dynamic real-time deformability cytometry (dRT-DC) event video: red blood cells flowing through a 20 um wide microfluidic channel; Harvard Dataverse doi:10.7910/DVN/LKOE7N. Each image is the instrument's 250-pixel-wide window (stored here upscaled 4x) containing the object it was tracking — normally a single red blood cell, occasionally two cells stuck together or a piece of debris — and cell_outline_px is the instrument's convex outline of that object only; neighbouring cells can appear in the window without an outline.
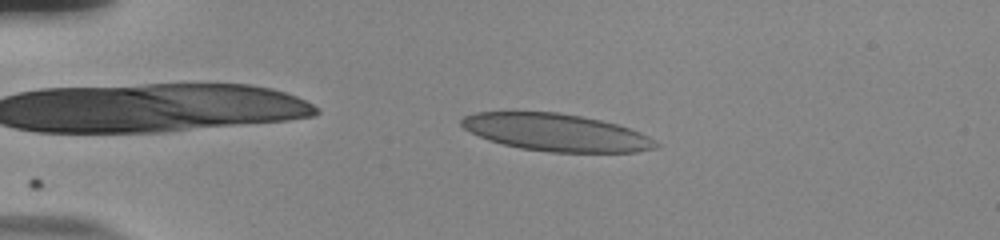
{"species": "human", "species_latin": "Homo sapiens", "temperature_condition": "room temperature", "stored_images_in_passage": 24, "camera_frame_rate_fps": 3000, "um_per_image_px": 0.085, "donor": {"sex": "male"}, "frame": {"image": 1, "passage_image": 3, "time_ms": 0.667, "image_size_px": [1000, 240], "cell_outline_px": [[660, 144], [656, 148], [636, 152], [552, 152], [520, 148], [488, 140], [464, 128], [460, 124], [460, 120], [464, 116], [476, 112], [512, 108], [560, 112], [600, 120], [616, 124], [640, 132]], "centroid_in_image_um": [47.17, 11.2], "position_along_channel_um": 37.8, "area_um2": 43.18}}
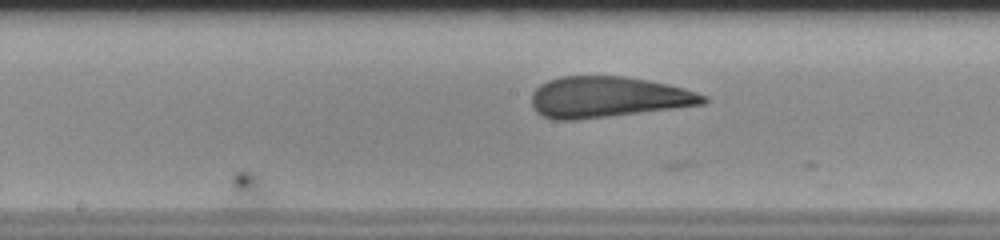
{"frame": {"image": 2, "passage_image": 20, "time_ms": 6.333, "image_size_px": [1000, 240], "cell_outline_px": [[708, 100], [704, 104], [672, 108], [572, 120], [556, 120], [544, 116], [536, 112], [532, 108], [532, 92], [540, 84], [548, 80], [560, 76], [624, 76], [648, 80], [668, 84], [684, 88], [708, 96]], "centroid_in_image_um": [51.64, 8.23], "position_along_channel_um": 196.6, "area_um2": 40.69}}
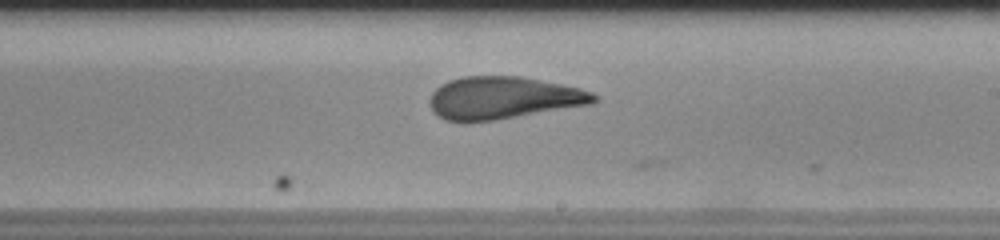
{"frame": {"image": 3, "passage_image": 24, "time_ms": 7.667, "image_size_px": [1000, 240], "cell_outline_px": [[596, 100], [592, 104], [492, 120], [444, 120], [436, 116], [432, 112], [428, 100], [432, 92], [440, 84], [448, 80], [464, 76], [520, 76], [580, 88], [592, 92], [596, 96]], "centroid_in_image_um": [42.72, 8.3], "position_along_channel_um": 246.3, "area_um2": 40.23}}